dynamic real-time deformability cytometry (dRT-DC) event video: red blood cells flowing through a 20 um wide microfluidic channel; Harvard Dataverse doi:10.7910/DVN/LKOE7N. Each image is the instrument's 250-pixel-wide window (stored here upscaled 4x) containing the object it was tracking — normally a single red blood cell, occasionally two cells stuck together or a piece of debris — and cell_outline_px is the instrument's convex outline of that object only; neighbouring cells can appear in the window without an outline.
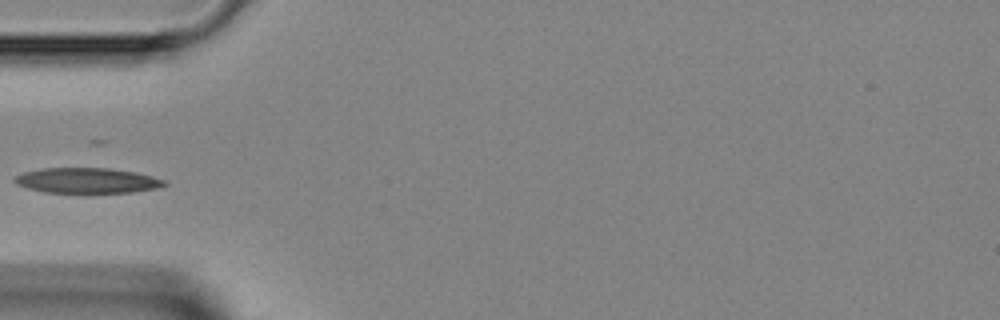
{"species": "Egyptian fruit bat (a non-hibernating species)", "species_latin": "Rousettus aegyptiacus", "temperature_condition": "room temperature", "stored_images_in_passage": 32, "camera_frame_rate_fps": 3000, "um_per_image_px": 0.085, "animal": {"sex": "female"}, "frame": {"image": 1, "passage_image": 1, "time_ms": 0.0, "image_size_px": [1000, 320], "cell_outline_px": [[168, 184], [160, 188], [132, 192], [88, 196], [44, 192], [28, 188], [16, 184], [12, 180], [16, 176], [24, 172], [44, 168], [108, 168], [136, 172], [152, 176], [164, 180]], "centroid_in_image_um": [7.43, 15.4], "position_along_channel_um": 77.6, "area_um2": 23.24}}
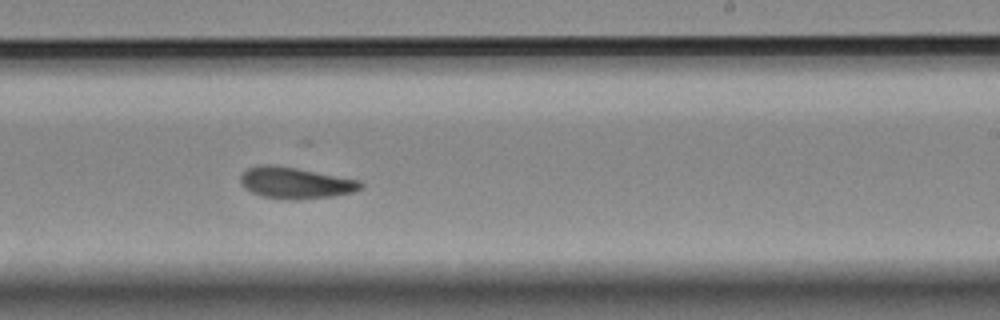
{"frame": {"image": 2, "passage_image": 14, "time_ms": 4.333, "image_size_px": [1000, 320], "cell_outline_px": [[364, 188], [352, 192], [336, 196], [296, 200], [288, 200], [264, 196], [252, 192], [244, 188], [240, 184], [240, 176], [248, 168], [264, 164], [272, 164], [296, 168], [360, 180], [364, 184]], "centroid_in_image_um": [25.13, 15.55], "position_along_channel_um": 263.9, "area_um2": 22.08}}
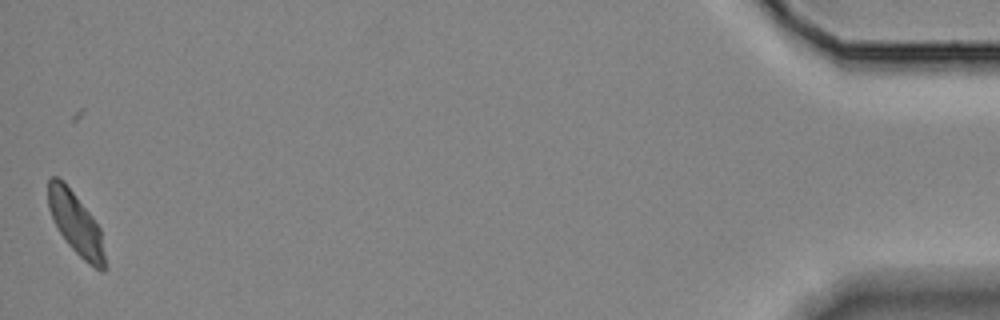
{"frame": {"image": 3, "passage_image": 32, "time_ms": 10.333, "image_size_px": [1000, 320], "cell_outline_px": [[108, 268], [104, 272], [100, 272], [88, 264], [68, 244], [60, 232], [48, 208], [48, 180], [52, 176], [60, 176], [64, 180], [92, 216], [100, 228]], "centroid_in_image_um": [6.48, 19.02], "position_along_channel_um": 428.7, "area_um2": 20.75}}